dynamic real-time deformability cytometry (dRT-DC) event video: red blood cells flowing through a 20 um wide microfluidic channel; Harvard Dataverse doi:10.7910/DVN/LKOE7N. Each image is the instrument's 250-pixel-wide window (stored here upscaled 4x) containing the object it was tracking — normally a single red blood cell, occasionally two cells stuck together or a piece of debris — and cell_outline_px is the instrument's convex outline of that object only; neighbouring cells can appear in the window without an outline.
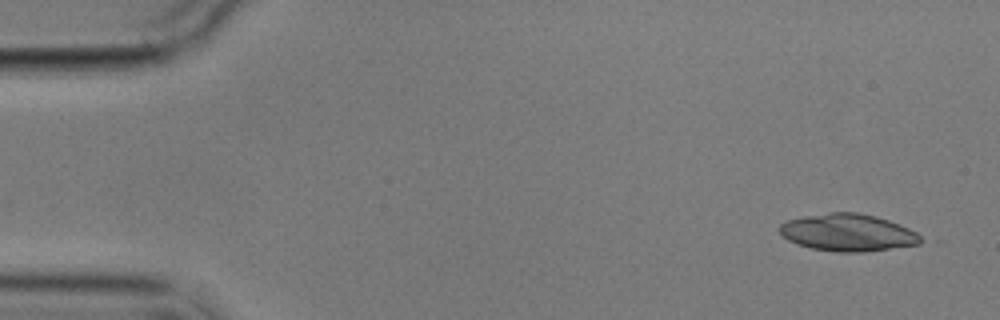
{"species": "common noctule bat (a hibernating species)", "species_latin": "Nyctalus noctula", "temperature_condition": "cold", "stored_images_in_passage": 2, "camera_frame_rate_fps": 3000, "um_per_image_px": 0.085, "animal": {"sex": "male", "body_mass_g": 17.9}, "frame": {"image": 1, "passage_image": 2, "time_ms": 1.333, "image_size_px": [1000, 320], "cell_outline_px": [[928, 240], [920, 244], [864, 252], [836, 252], [812, 248], [796, 244], [788, 240], [780, 232], [780, 224], [788, 220], [804, 216], [828, 212], [860, 212], [876, 216], [888, 220], [908, 228], [916, 232]], "centroid_in_image_um": [72.11, 19.77], "position_along_channel_um": 12.9, "area_um2": 30.81}}